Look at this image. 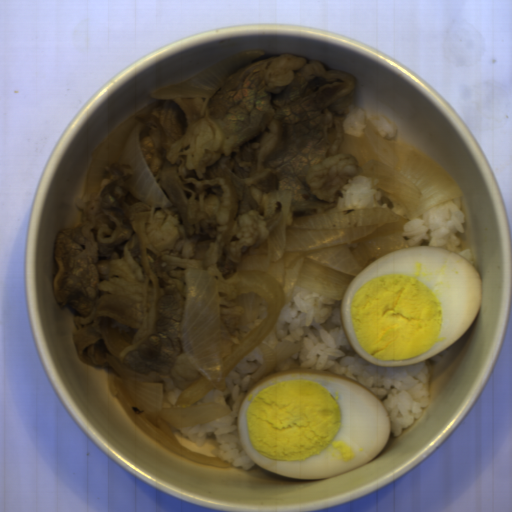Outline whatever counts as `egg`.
<instances>
[{
    "label": "egg",
    "instance_id": "obj_2",
    "mask_svg": "<svg viewBox=\"0 0 512 512\" xmlns=\"http://www.w3.org/2000/svg\"><path fill=\"white\" fill-rule=\"evenodd\" d=\"M478 269L441 248L383 253L350 281L340 303L344 335L375 366L429 361L456 345L481 309Z\"/></svg>",
    "mask_w": 512,
    "mask_h": 512
},
{
    "label": "egg",
    "instance_id": "obj_1",
    "mask_svg": "<svg viewBox=\"0 0 512 512\" xmlns=\"http://www.w3.org/2000/svg\"><path fill=\"white\" fill-rule=\"evenodd\" d=\"M237 430L257 467L318 481L378 458L390 441L392 420L378 396L359 383L290 368L271 371L248 389Z\"/></svg>",
    "mask_w": 512,
    "mask_h": 512
}]
</instances>
